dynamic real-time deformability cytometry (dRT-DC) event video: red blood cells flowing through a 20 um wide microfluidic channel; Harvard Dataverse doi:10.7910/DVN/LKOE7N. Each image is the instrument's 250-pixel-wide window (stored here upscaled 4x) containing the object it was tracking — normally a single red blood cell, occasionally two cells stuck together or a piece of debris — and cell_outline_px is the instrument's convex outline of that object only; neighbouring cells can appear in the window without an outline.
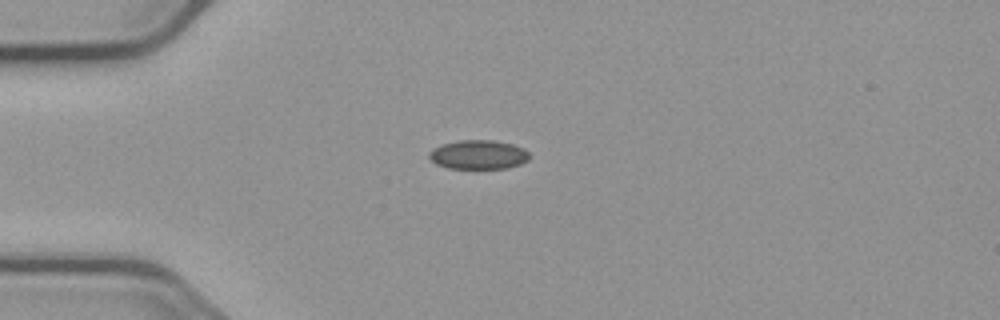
{"species": "common noctule bat (a hibernating species)", "species_latin": "Nyctalus noctula", "temperature_condition": "cold", "stored_images_in_passage": 3, "camera_frame_rate_fps": 3000, "um_per_image_px": 0.085, "animal": {"sex": "male", "body_mass_g": 23.1, "forearm_length_mm": 52.7}, "frame": {"image": 1, "passage_image": 2, "time_ms": 1.333, "image_size_px": [1000, 320], "cell_outline_px": [[528, 160], [520, 164], [508, 168], [448, 168], [436, 164], [428, 156], [428, 152], [432, 148], [444, 144], [460, 140], [492, 140], [512, 144], [524, 148], [528, 152]], "centroid_in_image_um": [40.65, 13.14], "position_along_channel_um": 44.3, "area_um2": 16.94}}